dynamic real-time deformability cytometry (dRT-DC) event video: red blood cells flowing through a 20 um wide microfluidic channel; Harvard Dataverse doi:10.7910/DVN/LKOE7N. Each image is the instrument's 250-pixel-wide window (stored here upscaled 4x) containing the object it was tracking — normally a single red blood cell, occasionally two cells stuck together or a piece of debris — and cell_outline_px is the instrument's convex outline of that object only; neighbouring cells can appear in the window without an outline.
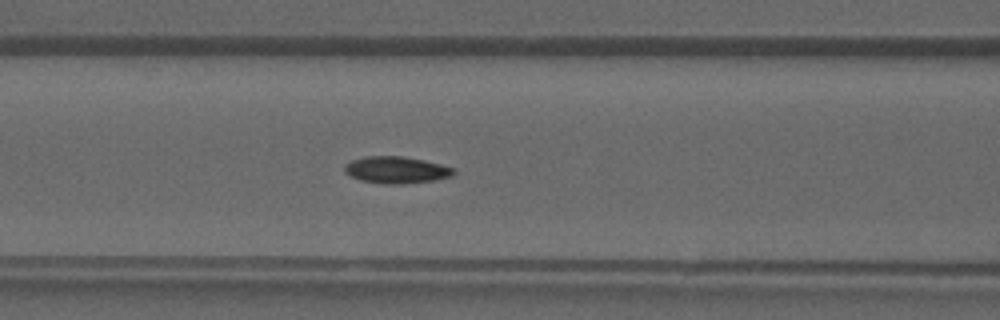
{"species": "common noctule bat (a hibernating species)", "species_latin": "Nyctalus noctula", "temperature_condition": "warm", "stored_images_in_passage": 36, "camera_frame_rate_fps": 3000, "um_per_image_px": 0.085, "animal": {"sex": "male", "forearm_length_mm": 52.5}, "frame": {"image": 1, "passage_image": 13, "time_ms": 4.0, "image_size_px": [1000, 320], "cell_outline_px": [[456, 172], [452, 176], [432, 180], [400, 184], [392, 184], [360, 180], [344, 172], [344, 164], [352, 160], [364, 156], [404, 156], [424, 160], [456, 168]], "centroid_in_image_um": [33.69, 14.42], "position_along_channel_um": 132.9, "area_um2": 16.99}}
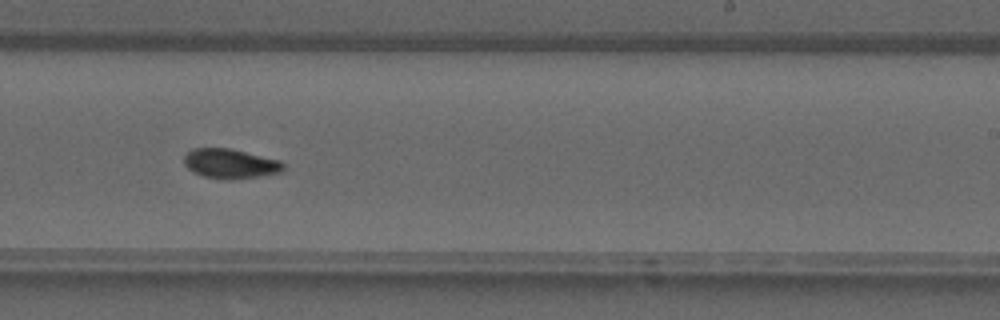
{"frame": {"image": 2, "passage_image": 21, "time_ms": 6.667, "image_size_px": [1000, 320], "cell_outline_px": [[284, 172], [260, 176], [228, 180], [204, 176], [192, 172], [184, 164], [184, 156], [192, 148], [228, 148], [280, 160], [284, 164]], "centroid_in_image_um": [19.58, 13.92], "position_along_channel_um": 269.4, "area_um2": 17.17}}
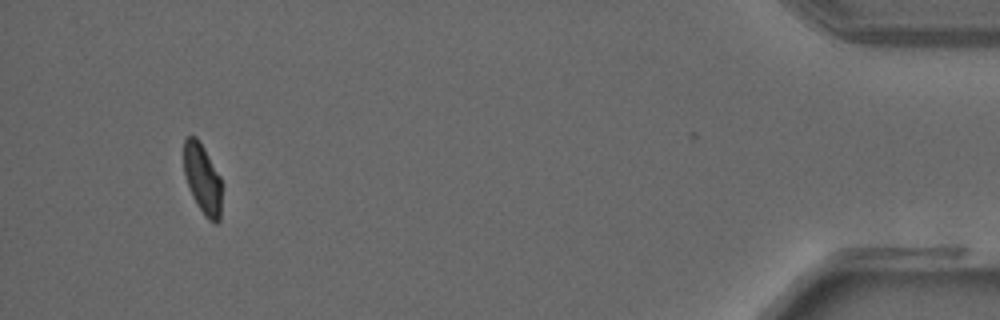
{"frame": {"image": 3, "passage_image": 34, "time_ms": 11.0, "image_size_px": [1000, 320], "cell_outline_px": [[220, 220], [216, 224], [208, 220], [204, 216], [196, 204], [192, 196], [184, 172], [184, 140], [188, 136], [196, 136], [204, 148], [220, 176]], "centroid_in_image_um": [17.2, 15.22], "position_along_channel_um": 418.0, "area_um2": 15.32}}